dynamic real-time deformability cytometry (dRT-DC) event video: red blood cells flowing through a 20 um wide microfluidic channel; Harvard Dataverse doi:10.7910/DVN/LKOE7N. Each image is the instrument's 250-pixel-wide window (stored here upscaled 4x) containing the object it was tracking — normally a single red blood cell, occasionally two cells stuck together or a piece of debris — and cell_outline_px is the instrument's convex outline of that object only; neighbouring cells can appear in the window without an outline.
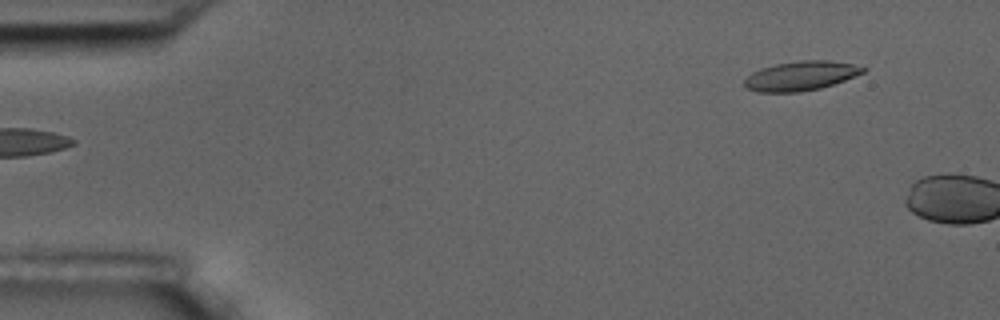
{"species": "common noctule bat (a hibernating species)", "species_latin": "Nyctalus noctula", "temperature_condition": "room temperature", "stored_images_in_passage": 5, "camera_frame_rate_fps": 3000, "um_per_image_px": 0.085, "animal": {"sex": "male", "body_mass_g": 17.5, "forearm_length_mm": 52.3}, "frame": {"image": 1, "passage_image": 5, "time_ms": 4.667, "image_size_px": [1000, 320], "cell_outline_px": [[868, 68], [864, 72], [856, 76], [820, 88], [800, 92], [756, 92], [744, 88], [744, 80], [752, 72], [776, 64], [800, 60], [828, 60], [852, 64]], "centroid_in_image_um": [68.06, 6.45], "position_along_channel_um": 16.9, "area_um2": 20.23}}